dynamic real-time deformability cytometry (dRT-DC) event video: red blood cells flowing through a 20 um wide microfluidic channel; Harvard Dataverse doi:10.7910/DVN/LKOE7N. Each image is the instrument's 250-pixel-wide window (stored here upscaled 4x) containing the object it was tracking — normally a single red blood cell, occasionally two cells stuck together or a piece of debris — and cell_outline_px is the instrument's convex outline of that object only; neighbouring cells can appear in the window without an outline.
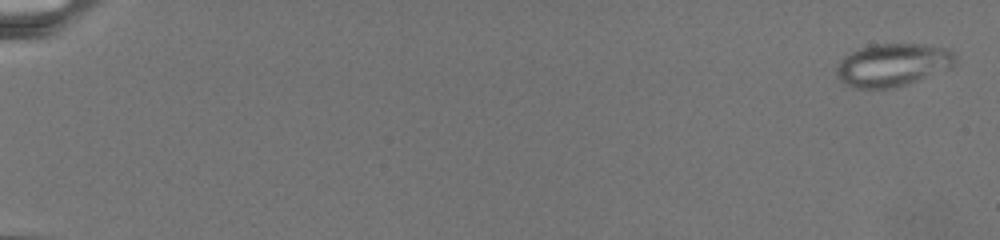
{"species": "common noctule bat (a hibernating species)", "species_latin": "Nyctalus noctula", "temperature_condition": "warm", "stored_images_in_passage": 18, "camera_frame_rate_fps": 3000, "um_per_image_px": 0.085, "animal": {"sex": "female", "body_mass_g": 19.5, "forearm_length_mm": 54.1}, "frame": {"image": 1, "passage_image": 1, "time_ms": 0.0, "image_size_px": [1000, 240], "cell_outline_px": [[956, 64], [948, 68], [916, 80], [904, 84], [888, 88], [856, 88], [840, 80], [836, 76], [836, 68], [840, 60], [844, 56], [860, 48], [872, 44], [924, 44], [952, 48], [956, 56]], "centroid_in_image_um": [75.89, 5.48], "position_along_channel_um": 9.1, "area_um2": 29.42}}
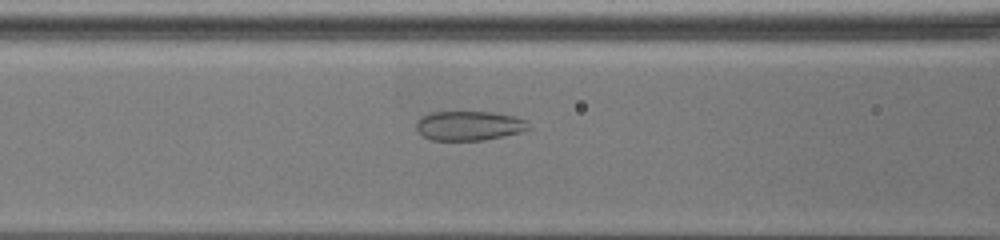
{"frame": {"image": 2, "passage_image": 13, "time_ms": 11.0, "image_size_px": [1000, 240], "cell_outline_px": [[532, 128], [520, 132], [484, 140], [432, 140], [424, 136], [416, 128], [416, 120], [420, 116], [428, 112], [492, 112], [516, 116], [528, 120]], "centroid_in_image_um": [39.89, 10.67], "position_along_channel_um": 126.7, "area_um2": 19.48}}
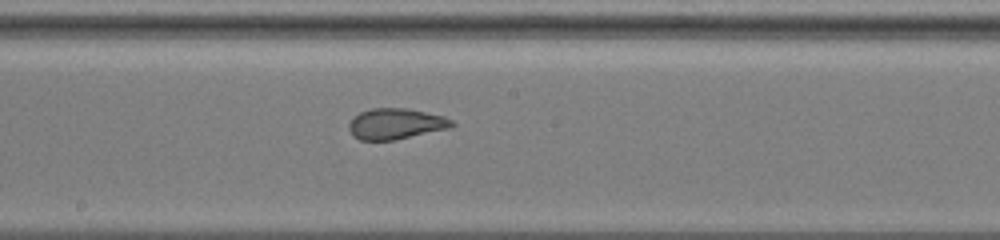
{"frame": {"image": 3, "passage_image": 18, "time_ms": 14.0, "image_size_px": [1000, 240], "cell_outline_px": [[456, 124], [448, 128], [396, 140], [360, 140], [352, 136], [348, 128], [348, 124], [360, 112], [372, 108], [408, 108], [444, 116], [452, 120]], "centroid_in_image_um": [33.63, 10.52], "position_along_channel_um": 214.6, "area_um2": 18.5}}